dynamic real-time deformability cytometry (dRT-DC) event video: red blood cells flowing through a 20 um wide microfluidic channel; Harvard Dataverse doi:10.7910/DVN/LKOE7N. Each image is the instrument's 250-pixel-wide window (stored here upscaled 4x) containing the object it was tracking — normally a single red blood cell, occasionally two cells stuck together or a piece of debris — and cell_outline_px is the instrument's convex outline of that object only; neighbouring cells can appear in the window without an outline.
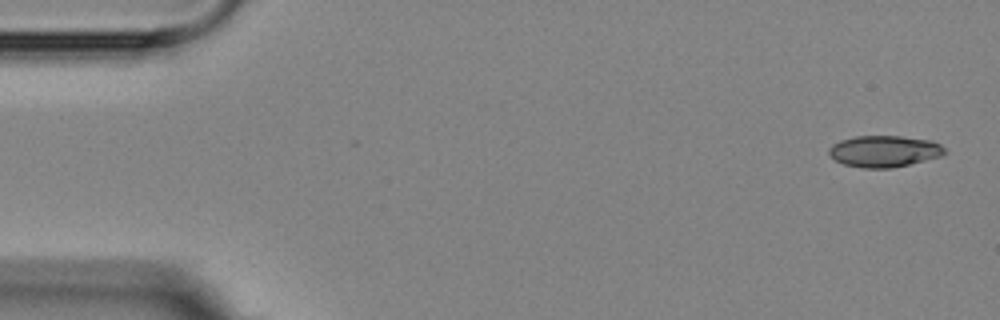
{"species": "Egyptian fruit bat (a non-hibernating species)", "species_latin": "Rousettus aegyptiacus", "temperature_condition": "room temperature", "stored_images_in_passage": 5, "segment_of_instrument_passage": [2, 2], "camera_frame_rate_fps": 3000, "um_per_image_px": 0.085, "animal": {"sex": "female"}, "frame": {"image": 1, "passage_image": 5, "time_ms": 5.667, "image_size_px": [1000, 320], "cell_outline_px": [[948, 152], [940, 156], [892, 168], [864, 168], [844, 164], [836, 160], [828, 152], [828, 148], [832, 144], [840, 140], [856, 136], [900, 136], [932, 140], [940, 144]], "centroid_in_image_um": [75.16, 12.85], "position_along_channel_um": 9.8, "area_um2": 21.15}}